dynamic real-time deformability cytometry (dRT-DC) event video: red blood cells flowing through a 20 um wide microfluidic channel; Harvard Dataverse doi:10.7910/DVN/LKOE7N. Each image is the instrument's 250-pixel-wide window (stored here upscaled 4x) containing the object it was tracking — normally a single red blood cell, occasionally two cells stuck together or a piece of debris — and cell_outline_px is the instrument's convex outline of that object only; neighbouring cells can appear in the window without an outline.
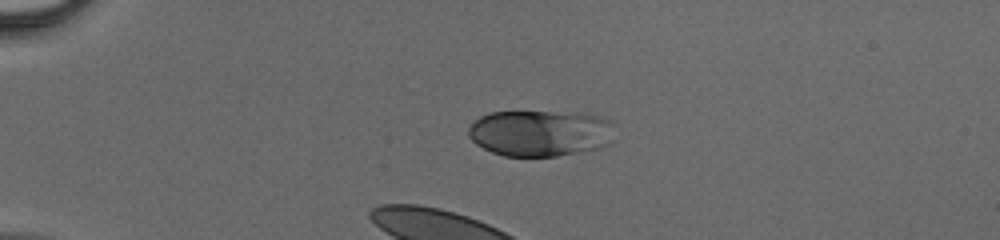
{"species": "human", "species_latin": "Homo sapiens", "temperature_condition": "cold", "stored_images_in_passage": 32, "camera_frame_rate_fps": 3000, "um_per_image_px": 0.085, "donor": {"sex": "male"}, "frame": {"image": 1, "passage_image": 1, "time_ms": 0.0, "image_size_px": [1000, 240], "cell_outline_px": [[616, 124], [612, 144], [604, 148], [556, 156], [504, 156], [492, 152], [476, 144], [468, 136], [468, 128], [480, 116], [488, 112], [548, 112], [596, 116], [612, 120]], "centroid_in_image_um": [45.98, 11.33], "position_along_channel_um": 39.0, "area_um2": 39.77}}